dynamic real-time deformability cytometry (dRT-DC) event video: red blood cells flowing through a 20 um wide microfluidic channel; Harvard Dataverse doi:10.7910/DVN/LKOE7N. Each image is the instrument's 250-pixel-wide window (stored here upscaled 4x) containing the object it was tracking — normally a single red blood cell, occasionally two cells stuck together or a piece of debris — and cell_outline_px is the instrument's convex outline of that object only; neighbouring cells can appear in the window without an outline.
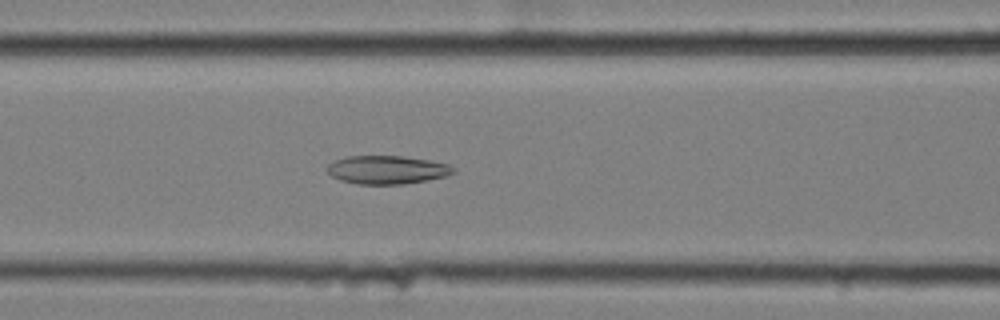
{"species": "common noctule bat (a hibernating species)", "species_latin": "Nyctalus noctula", "temperature_condition": "cold", "stored_images_in_passage": 57, "camera_frame_rate_fps": 3000, "um_per_image_px": 0.085, "animal": {"sex": "female", "body_mass_g": 25.1}, "frame": {"image": 1, "passage_image": 24, "time_ms": 7.667, "image_size_px": [1000, 320], "cell_outline_px": [[456, 172], [444, 176], [404, 184], [356, 184], [340, 180], [332, 176], [324, 168], [328, 164], [336, 160], [348, 156], [404, 156], [428, 160], [448, 164], [456, 168]], "centroid_in_image_um": [32.87, 14.43], "position_along_channel_um": 133.7, "area_um2": 20.81}}
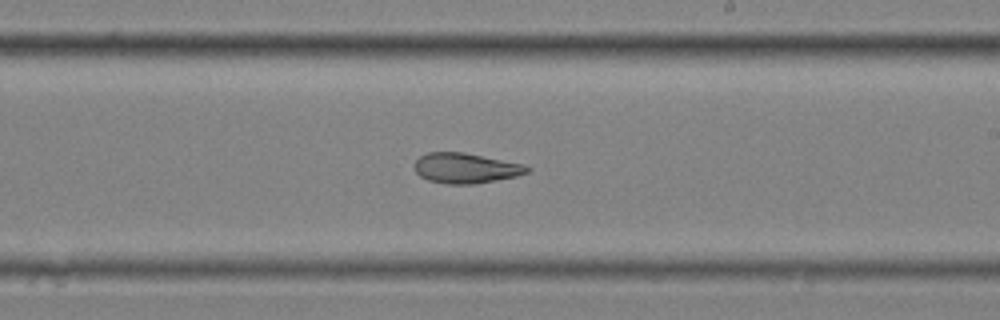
{"frame": {"image": 2, "passage_image": 34, "time_ms": 11.0, "image_size_px": [1000, 320], "cell_outline_px": [[532, 168], [528, 172], [516, 176], [476, 184], [448, 184], [428, 180], [420, 176], [416, 172], [412, 164], [420, 156], [428, 152], [464, 152], [524, 164]], "centroid_in_image_um": [39.57, 14.29], "position_along_channel_um": 249.4, "area_um2": 19.94}}
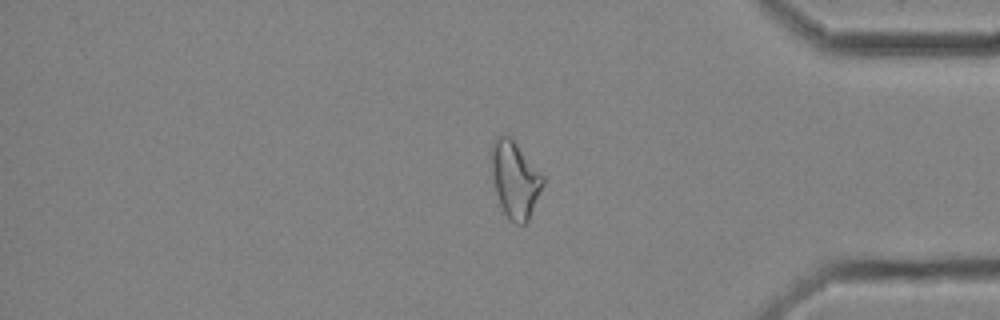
{"frame": {"image": 3, "passage_image": 48, "time_ms": 15.667, "image_size_px": [1000, 320], "cell_outline_px": [[544, 184], [528, 220], [524, 224], [516, 224], [508, 220], [500, 204], [496, 192], [492, 172], [492, 144], [496, 136], [508, 132], [512, 136], [544, 176]], "centroid_in_image_um": [43.78, 15.21], "position_along_channel_um": 391.4, "area_um2": 23.18}}